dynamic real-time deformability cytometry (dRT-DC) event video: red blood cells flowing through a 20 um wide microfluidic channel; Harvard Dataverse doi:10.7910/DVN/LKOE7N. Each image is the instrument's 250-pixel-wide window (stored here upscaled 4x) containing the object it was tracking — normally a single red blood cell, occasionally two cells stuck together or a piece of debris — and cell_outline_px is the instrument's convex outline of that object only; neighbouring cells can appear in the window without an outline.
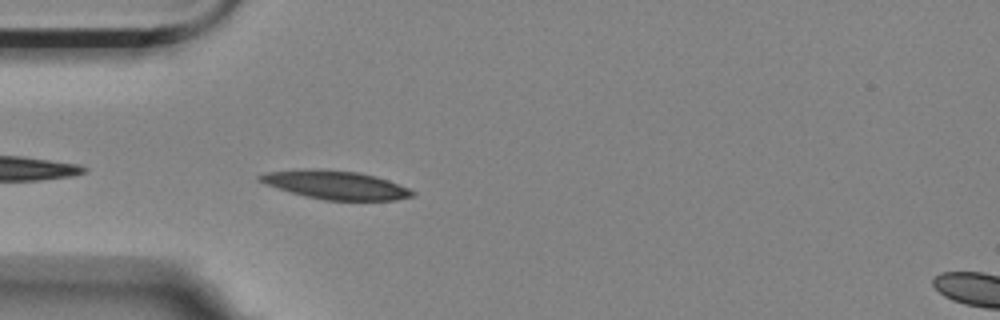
{"species": "Egyptian fruit bat (a non-hibernating species)", "species_latin": "Rousettus aegyptiacus", "temperature_condition": "room temperature", "stored_images_in_passage": 6, "segment_of_instrument_passage": [1, 2], "camera_frame_rate_fps": 3000, "um_per_image_px": 0.085, "animal": {"sex": "female"}, "frame": {"image": 1, "passage_image": 5, "time_ms": 1.333, "image_size_px": [1000, 320], "cell_outline_px": [[416, 196], [396, 200], [324, 200], [292, 192], [256, 180], [256, 176], [264, 172], [316, 168], [320, 168], [356, 172], [376, 176], [388, 180], [408, 188], [416, 192]], "centroid_in_image_um": [28.56, 15.71], "position_along_channel_um": 56.4, "area_um2": 25.2}}